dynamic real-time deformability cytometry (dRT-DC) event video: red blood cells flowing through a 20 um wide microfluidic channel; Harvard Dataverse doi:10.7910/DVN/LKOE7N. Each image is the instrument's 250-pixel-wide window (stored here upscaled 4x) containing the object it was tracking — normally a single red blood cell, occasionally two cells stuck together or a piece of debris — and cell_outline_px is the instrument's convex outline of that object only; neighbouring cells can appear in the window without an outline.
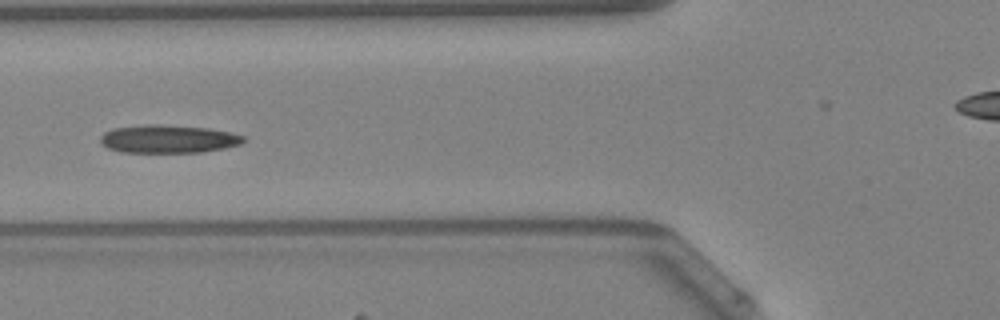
{"species": "Egyptian fruit bat (a non-hibernating species)", "species_latin": "Rousettus aegyptiacus", "temperature_condition": "warm", "stored_images_in_passage": 34, "camera_frame_rate_fps": 3000, "um_per_image_px": 0.085, "animal": {"sex": "female"}, "frame": {"image": 1, "passage_image": 10, "time_ms": 3.0, "image_size_px": [1000, 320], "cell_outline_px": [[244, 140], [240, 144], [224, 148], [200, 152], [120, 152], [108, 148], [100, 140], [100, 136], [104, 132], [112, 128], [144, 124], [156, 124], [208, 128], [232, 132], [244, 136]], "centroid_in_image_um": [14.28, 11.8], "position_along_channel_um": 111.5, "area_um2": 23.41}, "authors_computed_cell_mechanics": {"area_um2": 23.0044, "velocity_mm_per_s": 4.2144, "shape_relaxation_time_tau1_ms": 4.5274, "shape_relaxation_time_tau2_ms": 4.2075, "deformation_change_tau1": 0.1464, "deformation_change_tau2": 0.1162}}